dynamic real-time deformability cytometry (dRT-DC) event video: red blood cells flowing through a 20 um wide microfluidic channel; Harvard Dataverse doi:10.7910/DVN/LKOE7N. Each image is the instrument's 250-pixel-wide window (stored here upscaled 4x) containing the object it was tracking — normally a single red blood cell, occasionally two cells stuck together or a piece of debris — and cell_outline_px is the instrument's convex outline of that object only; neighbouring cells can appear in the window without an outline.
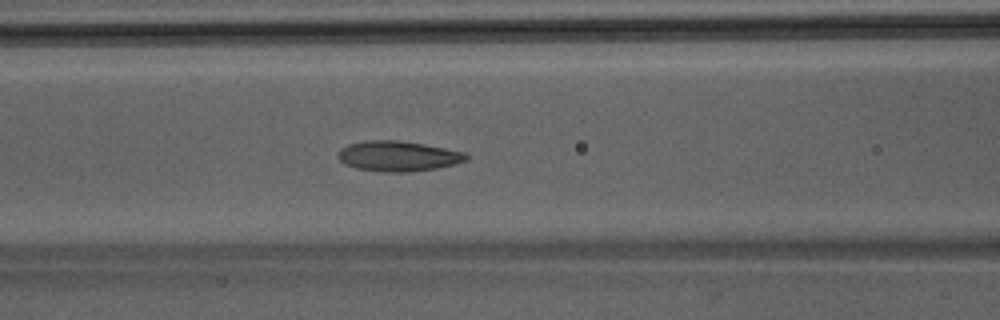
{"species": "Egyptian fruit bat (a non-hibernating species)", "species_latin": "Rousettus aegyptiacus", "temperature_condition": "room temperature", "stored_images_in_passage": 47, "camera_frame_rate_fps": 3000, "um_per_image_px": 0.085, "animal": {"sex": "male"}, "frame": {"image": 1, "passage_image": 19, "time_ms": 6.0, "image_size_px": [1000, 320], "cell_outline_px": [[468, 160], [456, 164], [436, 168], [404, 172], [384, 172], [356, 168], [344, 164], [336, 156], [340, 148], [348, 144], [368, 140], [400, 140], [424, 144], [468, 152]], "centroid_in_image_um": [33.85, 13.26], "position_along_channel_um": 132.8, "area_um2": 22.83}}
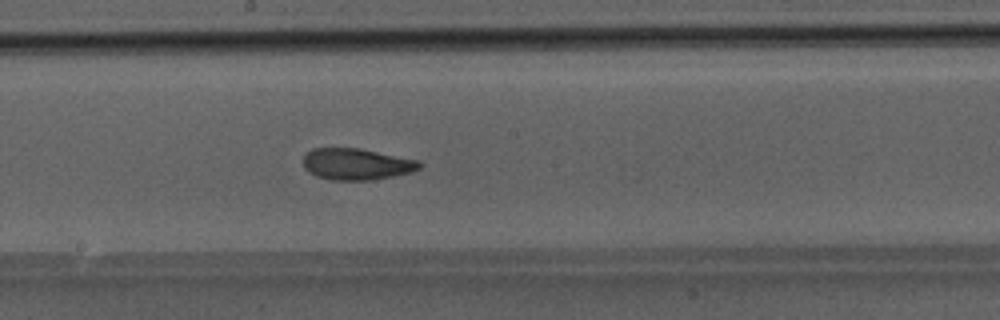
{"frame": {"image": 2, "passage_image": 25, "time_ms": 8.0, "image_size_px": [1000, 320], "cell_outline_px": [[424, 164], [420, 168], [412, 172], [392, 176], [368, 180], [332, 180], [316, 176], [308, 172], [304, 168], [304, 156], [312, 148], [360, 148], [420, 160]], "centroid_in_image_um": [30.33, 13.94], "position_along_channel_um": 217.9, "area_um2": 21.44}}
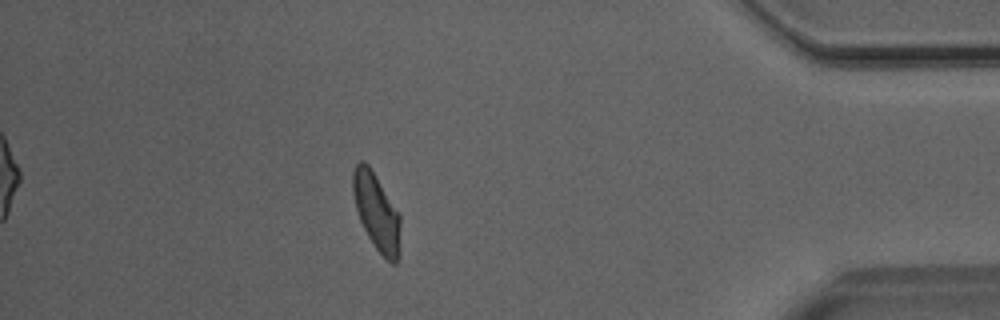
{"frame": {"image": 3, "passage_image": 41, "time_ms": 13.333, "image_size_px": [1000, 320], "cell_outline_px": [[400, 252], [396, 264], [392, 264], [376, 248], [368, 236], [360, 220], [356, 208], [352, 192], [352, 172], [356, 164], [360, 160], [364, 160], [368, 164], [400, 212]], "centroid_in_image_um": [32.02, 17.99], "position_along_channel_um": 403.2, "area_um2": 21.5}}